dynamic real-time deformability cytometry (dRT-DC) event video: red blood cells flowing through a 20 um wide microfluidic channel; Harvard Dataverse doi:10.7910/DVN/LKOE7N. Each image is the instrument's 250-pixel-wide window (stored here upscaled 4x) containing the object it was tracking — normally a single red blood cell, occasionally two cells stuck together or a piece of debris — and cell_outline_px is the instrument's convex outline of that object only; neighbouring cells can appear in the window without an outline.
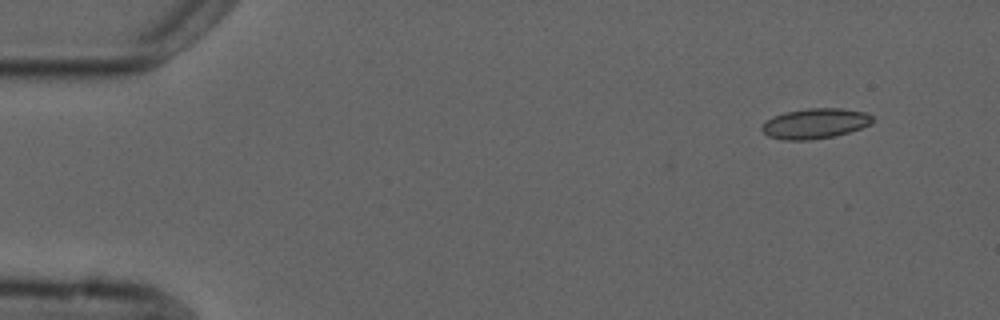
{"species": "common noctule bat (a hibernating species)", "species_latin": "Nyctalus noctula", "temperature_condition": "cold", "stored_images_in_passage": 4, "camera_frame_rate_fps": 3000, "um_per_image_px": 0.085, "animal": {"sex": "male", "forearm_length_mm": 52.5}, "frame": {"image": 1, "passage_image": 1, "time_ms": 0.0, "image_size_px": [1000, 320], "cell_outline_px": [[872, 124], [848, 132], [832, 136], [812, 140], [784, 140], [768, 136], [760, 128], [772, 116], [784, 112], [808, 108], [840, 108], [868, 112], [872, 116]], "centroid_in_image_um": [69.29, 10.49], "position_along_channel_um": 15.7, "area_um2": 19.48}}
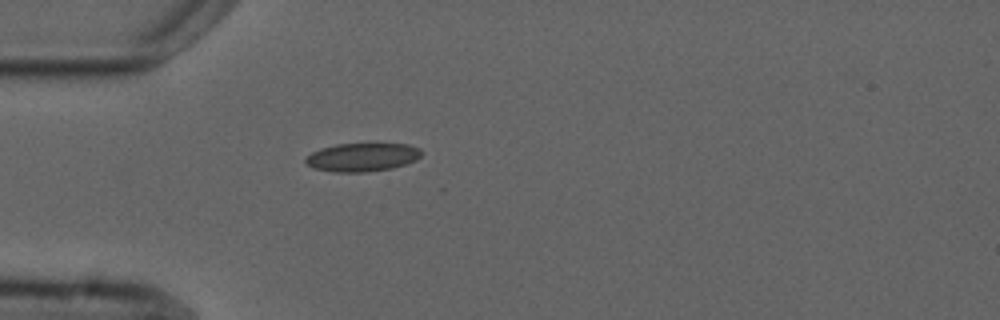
{"frame": {"image": 2, "passage_image": 4, "time_ms": 3.667, "image_size_px": [1000, 320], "cell_outline_px": [[420, 156], [416, 160], [392, 168], [368, 172], [332, 172], [312, 168], [304, 160], [312, 152], [320, 148], [336, 144], [408, 144], [420, 148]], "centroid_in_image_um": [30.77, 13.37], "position_along_channel_um": 54.2, "area_um2": 19.13}}